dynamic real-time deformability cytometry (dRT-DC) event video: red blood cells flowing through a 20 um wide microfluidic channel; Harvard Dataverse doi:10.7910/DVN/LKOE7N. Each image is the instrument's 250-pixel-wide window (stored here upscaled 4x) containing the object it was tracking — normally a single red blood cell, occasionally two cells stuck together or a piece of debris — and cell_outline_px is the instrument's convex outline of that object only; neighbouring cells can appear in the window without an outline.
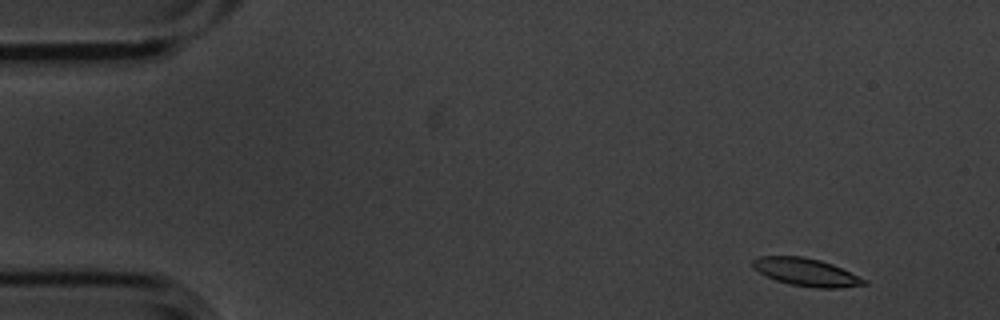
{"species": "common noctule bat (a hibernating species)", "species_latin": "Nyctalus noctula", "temperature_condition": "cold", "stored_images_in_passage": 6, "camera_frame_rate_fps": 3000, "um_per_image_px": 0.085, "animal": {"sex": "male", "body_mass_g": 20.1, "forearm_length_mm": 53.5}, "frame": {"image": 1, "passage_image": 1, "time_ms": 0.0, "image_size_px": [1000, 320], "cell_outline_px": [[868, 284], [840, 288], [812, 288], [788, 284], [776, 280], [752, 268], [752, 260], [760, 256], [804, 256], [820, 260], [832, 264], [868, 280]], "centroid_in_image_um": [68.54, 23.14], "position_along_channel_um": 16.5, "area_um2": 18.09}}
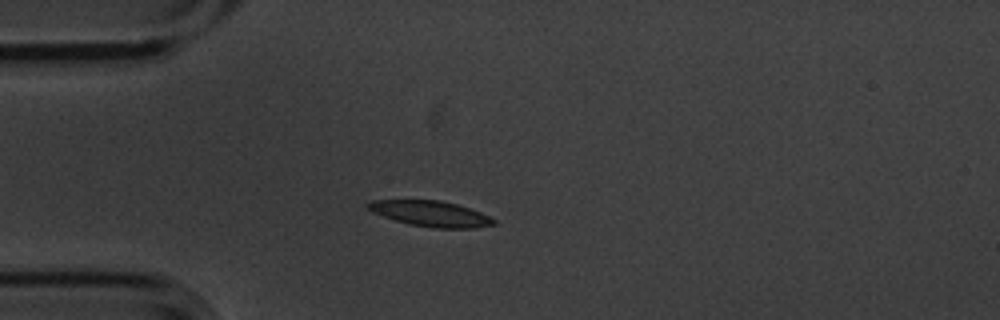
{"frame": {"image": 2, "passage_image": 4, "time_ms": 1.0, "image_size_px": [1000, 320], "cell_outline_px": [[496, 224], [476, 228], [432, 228], [408, 224], [372, 212], [364, 208], [364, 204], [368, 200], [440, 200], [456, 204], [480, 212], [496, 220]], "centroid_in_image_um": [36.55, 18.16], "position_along_channel_um": 48.4, "area_um2": 18.9}}
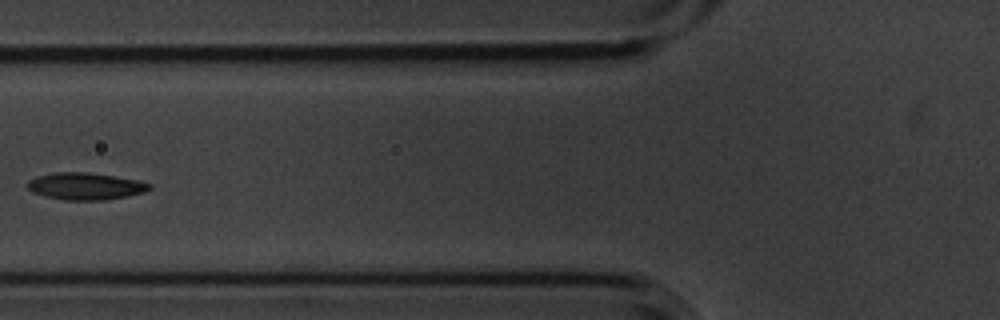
{"frame": {"image": 3, "passage_image": 6, "time_ms": 1.667, "image_size_px": [1000, 320], "cell_outline_px": [[152, 188], [144, 192], [128, 196], [104, 200], [64, 200], [44, 196], [32, 192], [28, 188], [28, 180], [36, 176], [52, 172], [88, 172], [136, 180], [152, 184]], "centroid_in_image_um": [7.24, 15.83], "position_along_channel_um": 118.6, "area_um2": 19.25}}